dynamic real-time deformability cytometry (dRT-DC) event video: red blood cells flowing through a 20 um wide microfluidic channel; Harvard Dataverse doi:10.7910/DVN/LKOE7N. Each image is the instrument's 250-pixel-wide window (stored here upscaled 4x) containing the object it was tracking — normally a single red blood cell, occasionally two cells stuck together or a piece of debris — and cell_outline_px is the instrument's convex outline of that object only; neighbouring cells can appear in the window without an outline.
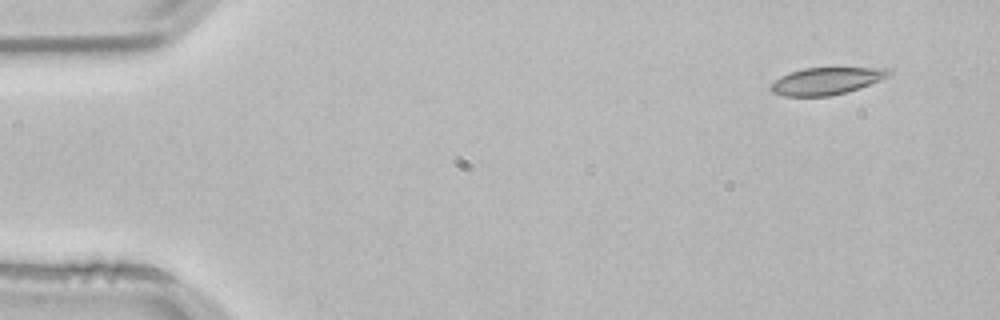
{"species": "common noctule bat (a hibernating species)", "species_latin": "Nyctalus noctula", "temperature_condition": "room temperature", "stored_images_in_passage": 50, "camera_frame_rate_fps": 3000, "um_per_image_px": 0.085, "animal": {"sex": "male", "body_mass_g": 21.5, "forearm_length_mm": 52.0}, "frame": {"image": 1, "passage_image": 1, "time_ms": 0.0, "image_size_px": [1000, 320], "cell_outline_px": [[892, 72], [888, 76], [880, 80], [844, 92], [828, 96], [784, 96], [772, 92], [772, 84], [780, 76], [788, 72], [804, 68], [884, 68]], "centroid_in_image_um": [70.2, 6.87], "position_along_channel_um": 14.8, "area_um2": 18.21}}
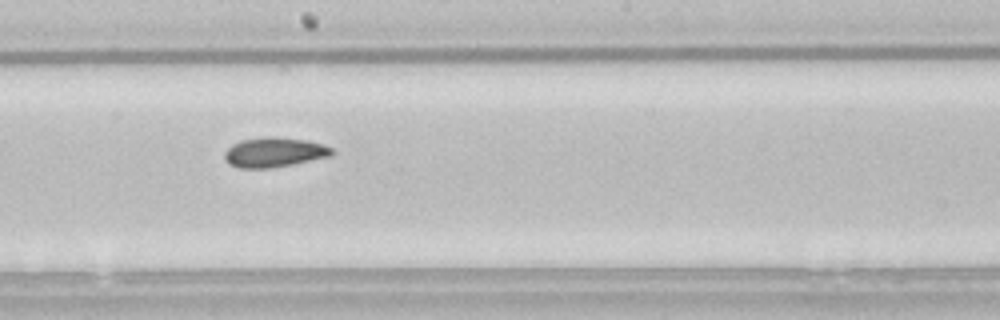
{"frame": {"image": 2, "passage_image": 26, "time_ms": 8.333, "image_size_px": [1000, 320], "cell_outline_px": [[336, 152], [332, 156], [292, 164], [268, 168], [240, 168], [232, 164], [224, 156], [224, 152], [232, 144], [240, 140], [304, 140], [324, 144], [332, 148]], "centroid_in_image_um": [23.37, 13.0], "position_along_channel_um": 224.8, "area_um2": 17.51}}
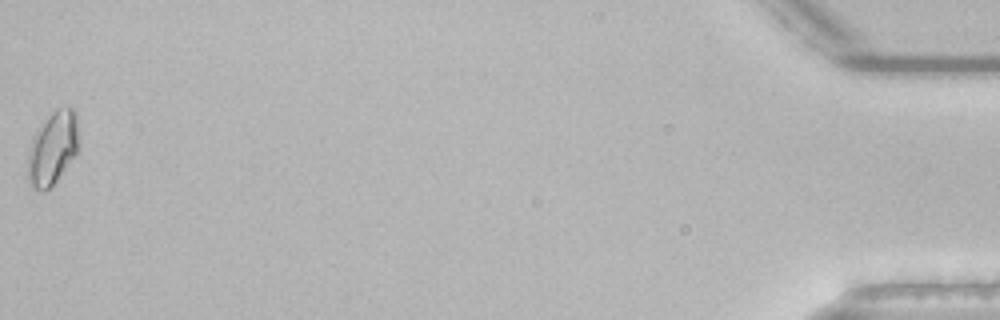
{"frame": {"image": 3, "passage_image": 50, "time_ms": 16.333, "image_size_px": [1000, 320], "cell_outline_px": [[80, 144], [76, 152], [56, 180], [48, 188], [40, 192], [32, 188], [28, 184], [28, 152], [32, 136], [52, 112], [56, 108], [72, 108], [76, 112], [80, 140]], "centroid_in_image_um": [4.47, 12.58], "position_along_channel_um": 430.7, "area_um2": 21.68}, "authors_computed_cell_mechanics": {"area_um2": 18.2937, "velocity_mm_per_s": 3.8367, "shape_relaxation_time_tau1_ms": 10.9206, "shape_relaxation_time_tau2_ms": 3.0756, "deformation_change_tau1": 0.1868, "deformation_change_tau2": 0.0772}}